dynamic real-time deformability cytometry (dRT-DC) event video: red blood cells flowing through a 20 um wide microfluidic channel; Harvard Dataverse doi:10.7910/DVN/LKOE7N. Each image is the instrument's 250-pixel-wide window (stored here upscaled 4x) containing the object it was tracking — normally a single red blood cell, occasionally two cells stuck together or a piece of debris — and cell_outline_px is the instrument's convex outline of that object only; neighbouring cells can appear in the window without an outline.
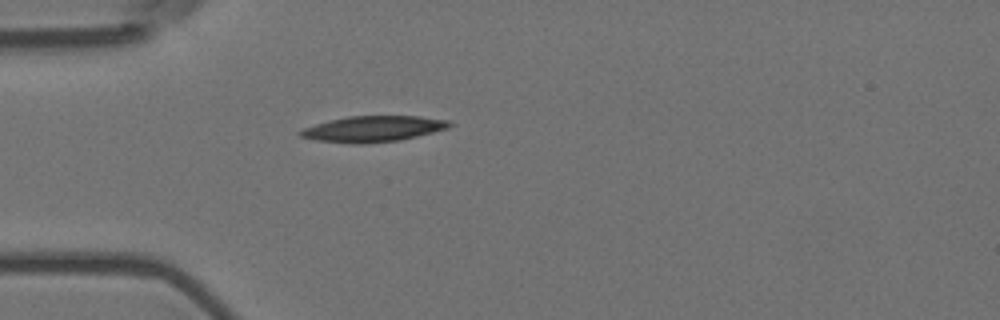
{"species": "Egyptian fruit bat (a non-hibernating species)", "species_latin": "Rousettus aegyptiacus", "temperature_condition": "room temperature", "stored_images_in_passage": 1, "camera_frame_rate_fps": 3000, "um_per_image_px": 0.085, "animal": {"sex": "female"}, "frame": {"image": 1, "passage_image": 1, "time_ms": 0.0, "image_size_px": [1000, 320], "cell_outline_px": [[452, 124], [448, 128], [400, 140], [364, 144], [356, 144], [316, 140], [300, 136], [296, 132], [304, 128], [328, 120], [348, 116], [420, 116], [452, 120]], "centroid_in_image_um": [31.72, 10.95], "position_along_channel_um": 53.3, "area_um2": 22.54}}